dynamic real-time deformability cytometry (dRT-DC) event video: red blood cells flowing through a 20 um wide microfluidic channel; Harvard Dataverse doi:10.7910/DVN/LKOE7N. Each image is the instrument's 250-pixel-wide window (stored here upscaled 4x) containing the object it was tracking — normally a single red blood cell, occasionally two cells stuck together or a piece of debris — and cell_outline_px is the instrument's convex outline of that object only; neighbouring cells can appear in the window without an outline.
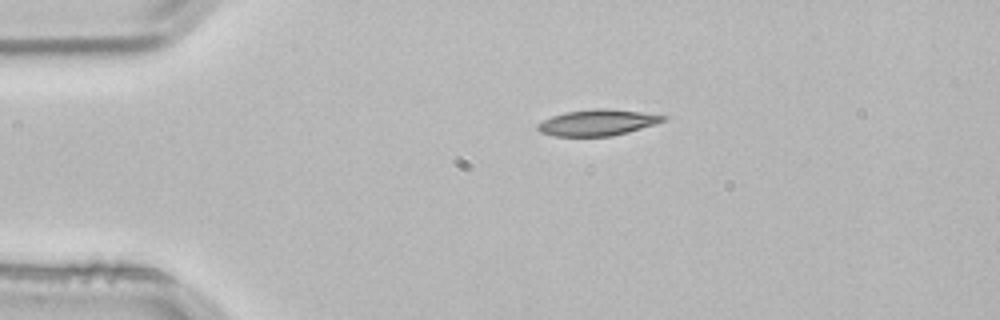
{"species": "common noctule bat (a hibernating species)", "species_latin": "Nyctalus noctula", "temperature_condition": "room temperature", "stored_images_in_passage": 2, "camera_frame_rate_fps": 3000, "um_per_image_px": 0.085, "animal": {"sex": "male", "body_mass_g": 21.5, "forearm_length_mm": 52.0}, "frame": {"image": 1, "passage_image": 1, "time_ms": 0.0, "image_size_px": [1000, 320], "cell_outline_px": [[668, 116], [664, 120], [656, 124], [628, 132], [612, 136], [552, 136], [540, 132], [536, 128], [544, 120], [552, 116], [564, 112], [596, 108], [608, 108], [640, 112]], "centroid_in_image_um": [50.79, 10.42], "position_along_channel_um": 34.2, "area_um2": 19.02}}